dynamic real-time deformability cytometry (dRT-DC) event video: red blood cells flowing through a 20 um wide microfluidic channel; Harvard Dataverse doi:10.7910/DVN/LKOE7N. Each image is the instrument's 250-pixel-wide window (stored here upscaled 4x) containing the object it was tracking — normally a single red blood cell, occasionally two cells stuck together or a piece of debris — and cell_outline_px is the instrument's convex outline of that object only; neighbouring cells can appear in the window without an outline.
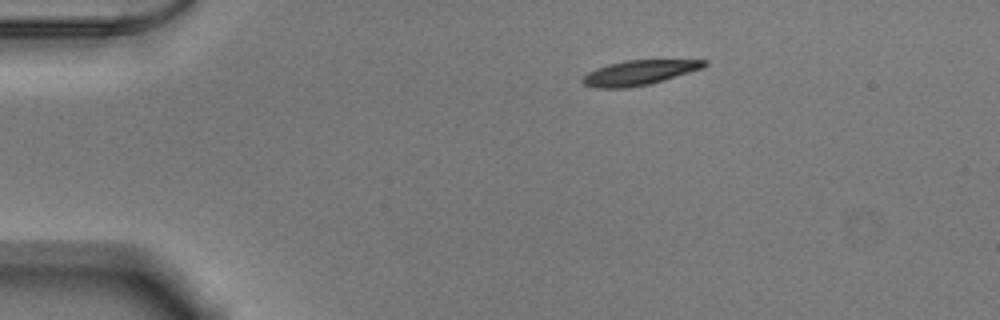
{"species": "Egyptian fruit bat (a non-hibernating species)", "species_latin": "Rousettus aegyptiacus", "temperature_condition": "warm", "stored_images_in_passage": 44, "camera_frame_rate_fps": 3000, "um_per_image_px": 0.085, "animal": {"sex": "male"}, "frame": {"image": 1, "passage_image": 1, "time_ms": 0.0, "image_size_px": [1000, 320], "cell_outline_px": [[708, 64], [704, 68], [664, 80], [648, 84], [628, 88], [596, 88], [584, 84], [580, 80], [588, 72], [596, 68], [608, 64], [624, 60], [708, 60]], "centroid_in_image_um": [54.33, 6.17], "position_along_channel_um": 30.7, "area_um2": 17.63}}
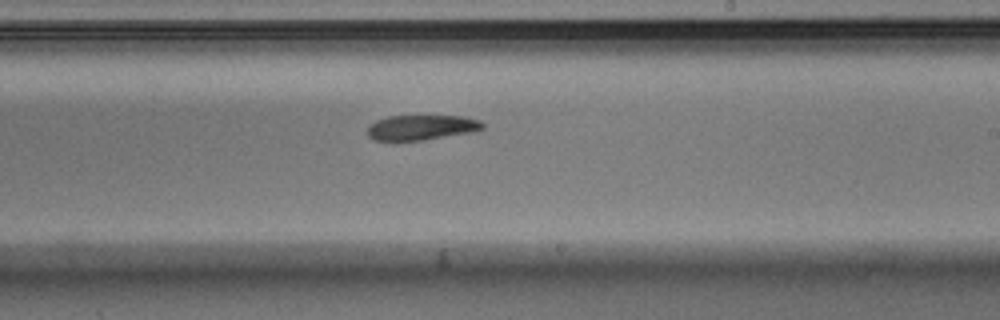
{"frame": {"image": 2, "passage_image": 23, "time_ms": 7.333, "image_size_px": [1000, 320], "cell_outline_px": [[484, 128], [476, 132], [424, 140], [392, 144], [376, 140], [368, 136], [368, 128], [376, 120], [388, 116], [464, 116], [480, 120], [484, 124]], "centroid_in_image_um": [35.81, 10.88], "position_along_channel_um": 253.2, "area_um2": 17.57}}
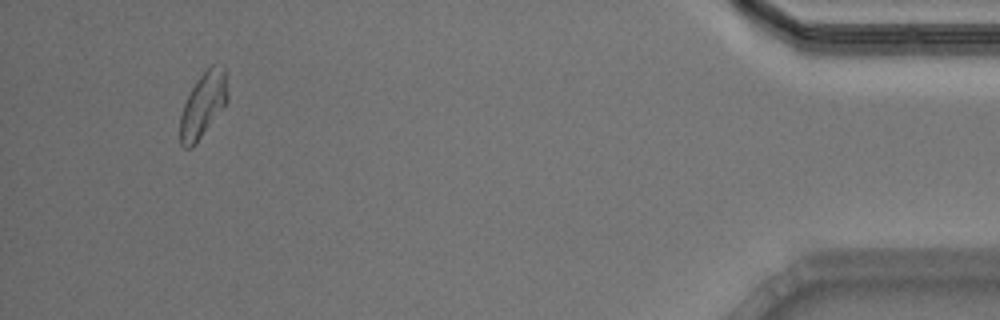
{"frame": {"image": 3, "passage_image": 41, "time_ms": 13.333, "image_size_px": [1000, 320], "cell_outline_px": [[228, 100], [192, 148], [184, 148], [180, 144], [180, 116], [184, 104], [196, 80], [212, 64], [224, 64], [228, 72]], "centroid_in_image_um": [17.3, 8.84], "position_along_channel_um": 417.9, "area_um2": 18.03}, "authors_computed_cell_mechanics": {"area_um2": 18.3515, "velocity_mm_per_s": 3.8598, "shape_relaxation_time_tau1_ms": 2.6672, "shape_relaxation_time_tau2_ms": 7.0029, "deformation_change_tau1": 0.1541, "deformation_change_tau2": 0.1544}}